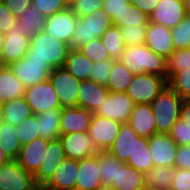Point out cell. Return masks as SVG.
Instances as JSON below:
<instances>
[{"mask_svg":"<svg viewBox=\"0 0 190 190\" xmlns=\"http://www.w3.org/2000/svg\"><path fill=\"white\" fill-rule=\"evenodd\" d=\"M120 60L134 75L149 73L167 79V59L156 54L145 43L125 47Z\"/></svg>","mask_w":190,"mask_h":190,"instance_id":"obj_1","label":"cell"},{"mask_svg":"<svg viewBox=\"0 0 190 190\" xmlns=\"http://www.w3.org/2000/svg\"><path fill=\"white\" fill-rule=\"evenodd\" d=\"M111 17L104 9L95 10L84 17L77 18L75 30L68 43L70 49H79L84 44L101 38L112 26Z\"/></svg>","mask_w":190,"mask_h":190,"instance_id":"obj_2","label":"cell"},{"mask_svg":"<svg viewBox=\"0 0 190 190\" xmlns=\"http://www.w3.org/2000/svg\"><path fill=\"white\" fill-rule=\"evenodd\" d=\"M182 98L168 85L150 103L156 123V133H169L180 118Z\"/></svg>","mask_w":190,"mask_h":190,"instance_id":"obj_3","label":"cell"},{"mask_svg":"<svg viewBox=\"0 0 190 190\" xmlns=\"http://www.w3.org/2000/svg\"><path fill=\"white\" fill-rule=\"evenodd\" d=\"M69 51L68 44L41 31L30 39L25 58H39L48 61L52 68H58L64 66Z\"/></svg>","mask_w":190,"mask_h":190,"instance_id":"obj_4","label":"cell"},{"mask_svg":"<svg viewBox=\"0 0 190 190\" xmlns=\"http://www.w3.org/2000/svg\"><path fill=\"white\" fill-rule=\"evenodd\" d=\"M167 85V79L162 76L149 73L137 74L134 75L126 94L134 105L150 104Z\"/></svg>","mask_w":190,"mask_h":190,"instance_id":"obj_5","label":"cell"},{"mask_svg":"<svg viewBox=\"0 0 190 190\" xmlns=\"http://www.w3.org/2000/svg\"><path fill=\"white\" fill-rule=\"evenodd\" d=\"M9 68L25 88L46 81L53 70L48 61L25 57L10 64Z\"/></svg>","mask_w":190,"mask_h":190,"instance_id":"obj_6","label":"cell"},{"mask_svg":"<svg viewBox=\"0 0 190 190\" xmlns=\"http://www.w3.org/2000/svg\"><path fill=\"white\" fill-rule=\"evenodd\" d=\"M48 79L57 93L61 108L77 106L80 80L73 76L64 66L53 68Z\"/></svg>","mask_w":190,"mask_h":190,"instance_id":"obj_7","label":"cell"},{"mask_svg":"<svg viewBox=\"0 0 190 190\" xmlns=\"http://www.w3.org/2000/svg\"><path fill=\"white\" fill-rule=\"evenodd\" d=\"M24 98L30 105L33 114L61 108L57 93L49 79L25 88Z\"/></svg>","mask_w":190,"mask_h":190,"instance_id":"obj_8","label":"cell"},{"mask_svg":"<svg viewBox=\"0 0 190 190\" xmlns=\"http://www.w3.org/2000/svg\"><path fill=\"white\" fill-rule=\"evenodd\" d=\"M121 123L93 114L88 135L99 151L109 150L120 131Z\"/></svg>","mask_w":190,"mask_h":190,"instance_id":"obj_9","label":"cell"},{"mask_svg":"<svg viewBox=\"0 0 190 190\" xmlns=\"http://www.w3.org/2000/svg\"><path fill=\"white\" fill-rule=\"evenodd\" d=\"M30 39L24 30L17 27L15 21L13 28L3 35V49L0 56V65L9 66L25 57L29 49Z\"/></svg>","mask_w":190,"mask_h":190,"instance_id":"obj_10","label":"cell"},{"mask_svg":"<svg viewBox=\"0 0 190 190\" xmlns=\"http://www.w3.org/2000/svg\"><path fill=\"white\" fill-rule=\"evenodd\" d=\"M35 185L34 175L17 160H9L0 166V190H31Z\"/></svg>","mask_w":190,"mask_h":190,"instance_id":"obj_11","label":"cell"},{"mask_svg":"<svg viewBox=\"0 0 190 190\" xmlns=\"http://www.w3.org/2000/svg\"><path fill=\"white\" fill-rule=\"evenodd\" d=\"M134 103L126 92H109L107 98L94 113L121 124L127 123L133 110Z\"/></svg>","mask_w":190,"mask_h":190,"instance_id":"obj_12","label":"cell"},{"mask_svg":"<svg viewBox=\"0 0 190 190\" xmlns=\"http://www.w3.org/2000/svg\"><path fill=\"white\" fill-rule=\"evenodd\" d=\"M77 16L69 9L46 17L43 31L56 40L68 44L76 25Z\"/></svg>","mask_w":190,"mask_h":190,"instance_id":"obj_13","label":"cell"},{"mask_svg":"<svg viewBox=\"0 0 190 190\" xmlns=\"http://www.w3.org/2000/svg\"><path fill=\"white\" fill-rule=\"evenodd\" d=\"M66 158L82 160L98 153V149L88 135V132H72L60 136Z\"/></svg>","mask_w":190,"mask_h":190,"instance_id":"obj_14","label":"cell"},{"mask_svg":"<svg viewBox=\"0 0 190 190\" xmlns=\"http://www.w3.org/2000/svg\"><path fill=\"white\" fill-rule=\"evenodd\" d=\"M148 143L154 166L174 167L178 146L169 133H155L148 138Z\"/></svg>","mask_w":190,"mask_h":190,"instance_id":"obj_15","label":"cell"},{"mask_svg":"<svg viewBox=\"0 0 190 190\" xmlns=\"http://www.w3.org/2000/svg\"><path fill=\"white\" fill-rule=\"evenodd\" d=\"M184 0H161L149 16V22L172 29L186 16Z\"/></svg>","mask_w":190,"mask_h":190,"instance_id":"obj_16","label":"cell"},{"mask_svg":"<svg viewBox=\"0 0 190 190\" xmlns=\"http://www.w3.org/2000/svg\"><path fill=\"white\" fill-rule=\"evenodd\" d=\"M145 44L156 54H159L166 59L175 50L171 29L158 23H148Z\"/></svg>","mask_w":190,"mask_h":190,"instance_id":"obj_17","label":"cell"},{"mask_svg":"<svg viewBox=\"0 0 190 190\" xmlns=\"http://www.w3.org/2000/svg\"><path fill=\"white\" fill-rule=\"evenodd\" d=\"M79 161L65 158L44 184L49 190H75Z\"/></svg>","mask_w":190,"mask_h":190,"instance_id":"obj_18","label":"cell"},{"mask_svg":"<svg viewBox=\"0 0 190 190\" xmlns=\"http://www.w3.org/2000/svg\"><path fill=\"white\" fill-rule=\"evenodd\" d=\"M65 158L66 156L60 139L50 141L45 157L41 161L39 169L34 174L36 184L44 185Z\"/></svg>","mask_w":190,"mask_h":190,"instance_id":"obj_19","label":"cell"},{"mask_svg":"<svg viewBox=\"0 0 190 190\" xmlns=\"http://www.w3.org/2000/svg\"><path fill=\"white\" fill-rule=\"evenodd\" d=\"M93 113L83 107H64L60 118V135L88 131Z\"/></svg>","mask_w":190,"mask_h":190,"instance_id":"obj_20","label":"cell"},{"mask_svg":"<svg viewBox=\"0 0 190 190\" xmlns=\"http://www.w3.org/2000/svg\"><path fill=\"white\" fill-rule=\"evenodd\" d=\"M49 140L37 137L20 149L17 162L31 174H35L45 157L49 146Z\"/></svg>","mask_w":190,"mask_h":190,"instance_id":"obj_21","label":"cell"},{"mask_svg":"<svg viewBox=\"0 0 190 190\" xmlns=\"http://www.w3.org/2000/svg\"><path fill=\"white\" fill-rule=\"evenodd\" d=\"M110 90L92 80L81 81L78 94V107H83L91 113H95L107 98Z\"/></svg>","mask_w":190,"mask_h":190,"instance_id":"obj_22","label":"cell"},{"mask_svg":"<svg viewBox=\"0 0 190 190\" xmlns=\"http://www.w3.org/2000/svg\"><path fill=\"white\" fill-rule=\"evenodd\" d=\"M99 172L98 154L79 161V170L75 190H95L102 185Z\"/></svg>","mask_w":190,"mask_h":190,"instance_id":"obj_23","label":"cell"},{"mask_svg":"<svg viewBox=\"0 0 190 190\" xmlns=\"http://www.w3.org/2000/svg\"><path fill=\"white\" fill-rule=\"evenodd\" d=\"M127 123L140 137L149 138L156 133V123L150 104L134 105Z\"/></svg>","mask_w":190,"mask_h":190,"instance_id":"obj_24","label":"cell"},{"mask_svg":"<svg viewBox=\"0 0 190 190\" xmlns=\"http://www.w3.org/2000/svg\"><path fill=\"white\" fill-rule=\"evenodd\" d=\"M137 137L139 136L132 127L128 123H123L114 144L108 151L118 160L126 162L134 152Z\"/></svg>","mask_w":190,"mask_h":190,"instance_id":"obj_25","label":"cell"},{"mask_svg":"<svg viewBox=\"0 0 190 190\" xmlns=\"http://www.w3.org/2000/svg\"><path fill=\"white\" fill-rule=\"evenodd\" d=\"M62 108L49 109L36 114L38 122V134L40 138L53 141L60 139V118Z\"/></svg>","mask_w":190,"mask_h":190,"instance_id":"obj_26","label":"cell"},{"mask_svg":"<svg viewBox=\"0 0 190 190\" xmlns=\"http://www.w3.org/2000/svg\"><path fill=\"white\" fill-rule=\"evenodd\" d=\"M25 86L19 81L9 66L0 65V103L23 98Z\"/></svg>","mask_w":190,"mask_h":190,"instance_id":"obj_27","label":"cell"},{"mask_svg":"<svg viewBox=\"0 0 190 190\" xmlns=\"http://www.w3.org/2000/svg\"><path fill=\"white\" fill-rule=\"evenodd\" d=\"M175 175V167L153 166L144 173L146 190H171Z\"/></svg>","mask_w":190,"mask_h":190,"instance_id":"obj_28","label":"cell"},{"mask_svg":"<svg viewBox=\"0 0 190 190\" xmlns=\"http://www.w3.org/2000/svg\"><path fill=\"white\" fill-rule=\"evenodd\" d=\"M46 17L31 3L21 16L16 17L17 27L24 30L27 37L32 39L43 31Z\"/></svg>","mask_w":190,"mask_h":190,"instance_id":"obj_29","label":"cell"},{"mask_svg":"<svg viewBox=\"0 0 190 190\" xmlns=\"http://www.w3.org/2000/svg\"><path fill=\"white\" fill-rule=\"evenodd\" d=\"M2 120L13 126L33 115L30 105L25 98H16L1 104Z\"/></svg>","mask_w":190,"mask_h":190,"instance_id":"obj_30","label":"cell"},{"mask_svg":"<svg viewBox=\"0 0 190 190\" xmlns=\"http://www.w3.org/2000/svg\"><path fill=\"white\" fill-rule=\"evenodd\" d=\"M177 146L190 145V99H183L180 118L169 132Z\"/></svg>","mask_w":190,"mask_h":190,"instance_id":"obj_31","label":"cell"},{"mask_svg":"<svg viewBox=\"0 0 190 190\" xmlns=\"http://www.w3.org/2000/svg\"><path fill=\"white\" fill-rule=\"evenodd\" d=\"M93 62L78 49H70L64 67L78 80H90Z\"/></svg>","mask_w":190,"mask_h":190,"instance_id":"obj_32","label":"cell"},{"mask_svg":"<svg viewBox=\"0 0 190 190\" xmlns=\"http://www.w3.org/2000/svg\"><path fill=\"white\" fill-rule=\"evenodd\" d=\"M113 187L118 190H146L144 173L125 163L118 168L117 181Z\"/></svg>","mask_w":190,"mask_h":190,"instance_id":"obj_33","label":"cell"},{"mask_svg":"<svg viewBox=\"0 0 190 190\" xmlns=\"http://www.w3.org/2000/svg\"><path fill=\"white\" fill-rule=\"evenodd\" d=\"M125 163L143 173L147 172L154 166L148 138L140 136L136 138L134 152L132 156L128 157V160Z\"/></svg>","mask_w":190,"mask_h":190,"instance_id":"obj_34","label":"cell"},{"mask_svg":"<svg viewBox=\"0 0 190 190\" xmlns=\"http://www.w3.org/2000/svg\"><path fill=\"white\" fill-rule=\"evenodd\" d=\"M133 78L134 74L120 59H113V67L109 74L107 88L111 92H126Z\"/></svg>","mask_w":190,"mask_h":190,"instance_id":"obj_35","label":"cell"},{"mask_svg":"<svg viewBox=\"0 0 190 190\" xmlns=\"http://www.w3.org/2000/svg\"><path fill=\"white\" fill-rule=\"evenodd\" d=\"M99 172L102 184L112 185L117 181L118 168L125 162L118 160L108 150L98 151Z\"/></svg>","mask_w":190,"mask_h":190,"instance_id":"obj_36","label":"cell"},{"mask_svg":"<svg viewBox=\"0 0 190 190\" xmlns=\"http://www.w3.org/2000/svg\"><path fill=\"white\" fill-rule=\"evenodd\" d=\"M0 146L9 160H17L22 146L15 126L3 120L0 122Z\"/></svg>","mask_w":190,"mask_h":190,"instance_id":"obj_37","label":"cell"},{"mask_svg":"<svg viewBox=\"0 0 190 190\" xmlns=\"http://www.w3.org/2000/svg\"><path fill=\"white\" fill-rule=\"evenodd\" d=\"M112 24L114 26L123 27V26H138L139 25H148L149 16L146 15L142 10H140L135 5L129 3L126 5V8L119 12L117 15H113L111 18Z\"/></svg>","mask_w":190,"mask_h":190,"instance_id":"obj_38","label":"cell"},{"mask_svg":"<svg viewBox=\"0 0 190 190\" xmlns=\"http://www.w3.org/2000/svg\"><path fill=\"white\" fill-rule=\"evenodd\" d=\"M100 39L108 50L111 59L121 58L126 45L118 26H110Z\"/></svg>","mask_w":190,"mask_h":190,"instance_id":"obj_39","label":"cell"},{"mask_svg":"<svg viewBox=\"0 0 190 190\" xmlns=\"http://www.w3.org/2000/svg\"><path fill=\"white\" fill-rule=\"evenodd\" d=\"M168 86L182 99H190V68H182L174 73L168 80Z\"/></svg>","mask_w":190,"mask_h":190,"instance_id":"obj_40","label":"cell"},{"mask_svg":"<svg viewBox=\"0 0 190 190\" xmlns=\"http://www.w3.org/2000/svg\"><path fill=\"white\" fill-rule=\"evenodd\" d=\"M15 131L21 146H24L39 137L36 114H33L27 117L25 120H22L20 124L15 126Z\"/></svg>","mask_w":190,"mask_h":190,"instance_id":"obj_41","label":"cell"},{"mask_svg":"<svg viewBox=\"0 0 190 190\" xmlns=\"http://www.w3.org/2000/svg\"><path fill=\"white\" fill-rule=\"evenodd\" d=\"M182 68H190V47L174 50L167 58V80Z\"/></svg>","mask_w":190,"mask_h":190,"instance_id":"obj_42","label":"cell"},{"mask_svg":"<svg viewBox=\"0 0 190 190\" xmlns=\"http://www.w3.org/2000/svg\"><path fill=\"white\" fill-rule=\"evenodd\" d=\"M171 32L175 50L190 47V16L186 15Z\"/></svg>","mask_w":190,"mask_h":190,"instance_id":"obj_43","label":"cell"},{"mask_svg":"<svg viewBox=\"0 0 190 190\" xmlns=\"http://www.w3.org/2000/svg\"><path fill=\"white\" fill-rule=\"evenodd\" d=\"M78 50L88 57L93 63L111 59L108 50L100 38L84 44Z\"/></svg>","mask_w":190,"mask_h":190,"instance_id":"obj_44","label":"cell"},{"mask_svg":"<svg viewBox=\"0 0 190 190\" xmlns=\"http://www.w3.org/2000/svg\"><path fill=\"white\" fill-rule=\"evenodd\" d=\"M124 43L127 46L144 44L146 41L147 25L120 27Z\"/></svg>","mask_w":190,"mask_h":190,"instance_id":"obj_45","label":"cell"},{"mask_svg":"<svg viewBox=\"0 0 190 190\" xmlns=\"http://www.w3.org/2000/svg\"><path fill=\"white\" fill-rule=\"evenodd\" d=\"M112 67L113 59L95 62L90 72V80L107 87Z\"/></svg>","mask_w":190,"mask_h":190,"instance_id":"obj_46","label":"cell"},{"mask_svg":"<svg viewBox=\"0 0 190 190\" xmlns=\"http://www.w3.org/2000/svg\"><path fill=\"white\" fill-rule=\"evenodd\" d=\"M103 0H76L69 9L78 17H84L87 14L102 9Z\"/></svg>","mask_w":190,"mask_h":190,"instance_id":"obj_47","label":"cell"},{"mask_svg":"<svg viewBox=\"0 0 190 190\" xmlns=\"http://www.w3.org/2000/svg\"><path fill=\"white\" fill-rule=\"evenodd\" d=\"M31 3H33L45 17L69 8L65 0H31Z\"/></svg>","mask_w":190,"mask_h":190,"instance_id":"obj_48","label":"cell"},{"mask_svg":"<svg viewBox=\"0 0 190 190\" xmlns=\"http://www.w3.org/2000/svg\"><path fill=\"white\" fill-rule=\"evenodd\" d=\"M16 21L13 12L5 7L4 3L0 4V34L5 35L9 32Z\"/></svg>","mask_w":190,"mask_h":190,"instance_id":"obj_49","label":"cell"},{"mask_svg":"<svg viewBox=\"0 0 190 190\" xmlns=\"http://www.w3.org/2000/svg\"><path fill=\"white\" fill-rule=\"evenodd\" d=\"M174 167L177 169L190 170V145H182L177 147Z\"/></svg>","mask_w":190,"mask_h":190,"instance_id":"obj_50","label":"cell"},{"mask_svg":"<svg viewBox=\"0 0 190 190\" xmlns=\"http://www.w3.org/2000/svg\"><path fill=\"white\" fill-rule=\"evenodd\" d=\"M171 190H190V170L175 168Z\"/></svg>","mask_w":190,"mask_h":190,"instance_id":"obj_51","label":"cell"},{"mask_svg":"<svg viewBox=\"0 0 190 190\" xmlns=\"http://www.w3.org/2000/svg\"><path fill=\"white\" fill-rule=\"evenodd\" d=\"M127 4H129V0H103L102 9L112 18L113 15H117L125 9Z\"/></svg>","mask_w":190,"mask_h":190,"instance_id":"obj_52","label":"cell"},{"mask_svg":"<svg viewBox=\"0 0 190 190\" xmlns=\"http://www.w3.org/2000/svg\"><path fill=\"white\" fill-rule=\"evenodd\" d=\"M31 4V0H5L4 5L11 10L15 17L21 16L27 7Z\"/></svg>","mask_w":190,"mask_h":190,"instance_id":"obj_53","label":"cell"},{"mask_svg":"<svg viewBox=\"0 0 190 190\" xmlns=\"http://www.w3.org/2000/svg\"><path fill=\"white\" fill-rule=\"evenodd\" d=\"M161 0H129V3L135 5L146 15L150 16Z\"/></svg>","mask_w":190,"mask_h":190,"instance_id":"obj_54","label":"cell"},{"mask_svg":"<svg viewBox=\"0 0 190 190\" xmlns=\"http://www.w3.org/2000/svg\"><path fill=\"white\" fill-rule=\"evenodd\" d=\"M9 161L8 157L5 155L4 151L1 149V146H0V166L2 164H5Z\"/></svg>","mask_w":190,"mask_h":190,"instance_id":"obj_55","label":"cell"},{"mask_svg":"<svg viewBox=\"0 0 190 190\" xmlns=\"http://www.w3.org/2000/svg\"><path fill=\"white\" fill-rule=\"evenodd\" d=\"M95 190H118V189L114 188L112 185L102 184Z\"/></svg>","mask_w":190,"mask_h":190,"instance_id":"obj_56","label":"cell"},{"mask_svg":"<svg viewBox=\"0 0 190 190\" xmlns=\"http://www.w3.org/2000/svg\"><path fill=\"white\" fill-rule=\"evenodd\" d=\"M186 14L190 16V0H184Z\"/></svg>","mask_w":190,"mask_h":190,"instance_id":"obj_57","label":"cell"},{"mask_svg":"<svg viewBox=\"0 0 190 190\" xmlns=\"http://www.w3.org/2000/svg\"><path fill=\"white\" fill-rule=\"evenodd\" d=\"M31 190H49L45 185L36 184Z\"/></svg>","mask_w":190,"mask_h":190,"instance_id":"obj_58","label":"cell"},{"mask_svg":"<svg viewBox=\"0 0 190 190\" xmlns=\"http://www.w3.org/2000/svg\"><path fill=\"white\" fill-rule=\"evenodd\" d=\"M2 49H3V35L0 34V56H1V53H2Z\"/></svg>","mask_w":190,"mask_h":190,"instance_id":"obj_59","label":"cell"},{"mask_svg":"<svg viewBox=\"0 0 190 190\" xmlns=\"http://www.w3.org/2000/svg\"><path fill=\"white\" fill-rule=\"evenodd\" d=\"M65 1H66L67 5L69 6V5H71L73 2H75L76 0H65Z\"/></svg>","mask_w":190,"mask_h":190,"instance_id":"obj_60","label":"cell"},{"mask_svg":"<svg viewBox=\"0 0 190 190\" xmlns=\"http://www.w3.org/2000/svg\"><path fill=\"white\" fill-rule=\"evenodd\" d=\"M2 121V108H1V103H0V122Z\"/></svg>","mask_w":190,"mask_h":190,"instance_id":"obj_61","label":"cell"},{"mask_svg":"<svg viewBox=\"0 0 190 190\" xmlns=\"http://www.w3.org/2000/svg\"><path fill=\"white\" fill-rule=\"evenodd\" d=\"M5 0H0V4H3Z\"/></svg>","mask_w":190,"mask_h":190,"instance_id":"obj_62","label":"cell"}]
</instances>
